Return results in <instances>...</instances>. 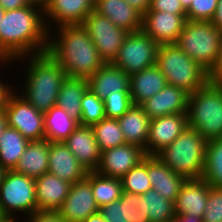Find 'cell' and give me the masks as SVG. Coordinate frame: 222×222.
<instances>
[{
	"label": "cell",
	"mask_w": 222,
	"mask_h": 222,
	"mask_svg": "<svg viewBox=\"0 0 222 222\" xmlns=\"http://www.w3.org/2000/svg\"><path fill=\"white\" fill-rule=\"evenodd\" d=\"M48 172L73 184L87 177L84 168L64 142H49Z\"/></svg>",
	"instance_id": "obj_16"
},
{
	"label": "cell",
	"mask_w": 222,
	"mask_h": 222,
	"mask_svg": "<svg viewBox=\"0 0 222 222\" xmlns=\"http://www.w3.org/2000/svg\"><path fill=\"white\" fill-rule=\"evenodd\" d=\"M124 134L125 142L134 144L144 149L151 119L140 105H132L120 118L117 119Z\"/></svg>",
	"instance_id": "obj_26"
},
{
	"label": "cell",
	"mask_w": 222,
	"mask_h": 222,
	"mask_svg": "<svg viewBox=\"0 0 222 222\" xmlns=\"http://www.w3.org/2000/svg\"><path fill=\"white\" fill-rule=\"evenodd\" d=\"M32 58L23 97L38 111L45 113L56 105L59 90L67 75L47 52L33 55Z\"/></svg>",
	"instance_id": "obj_3"
},
{
	"label": "cell",
	"mask_w": 222,
	"mask_h": 222,
	"mask_svg": "<svg viewBox=\"0 0 222 222\" xmlns=\"http://www.w3.org/2000/svg\"><path fill=\"white\" fill-rule=\"evenodd\" d=\"M64 143L88 172L97 169L101 152L92 126L79 125Z\"/></svg>",
	"instance_id": "obj_18"
},
{
	"label": "cell",
	"mask_w": 222,
	"mask_h": 222,
	"mask_svg": "<svg viewBox=\"0 0 222 222\" xmlns=\"http://www.w3.org/2000/svg\"><path fill=\"white\" fill-rule=\"evenodd\" d=\"M211 22L222 31V0H218L215 15Z\"/></svg>",
	"instance_id": "obj_48"
},
{
	"label": "cell",
	"mask_w": 222,
	"mask_h": 222,
	"mask_svg": "<svg viewBox=\"0 0 222 222\" xmlns=\"http://www.w3.org/2000/svg\"><path fill=\"white\" fill-rule=\"evenodd\" d=\"M81 110L80 125L92 126L105 118L104 101L89 89L82 97Z\"/></svg>",
	"instance_id": "obj_37"
},
{
	"label": "cell",
	"mask_w": 222,
	"mask_h": 222,
	"mask_svg": "<svg viewBox=\"0 0 222 222\" xmlns=\"http://www.w3.org/2000/svg\"><path fill=\"white\" fill-rule=\"evenodd\" d=\"M119 200L123 203L124 222H150L142 195L123 191Z\"/></svg>",
	"instance_id": "obj_36"
},
{
	"label": "cell",
	"mask_w": 222,
	"mask_h": 222,
	"mask_svg": "<svg viewBox=\"0 0 222 222\" xmlns=\"http://www.w3.org/2000/svg\"><path fill=\"white\" fill-rule=\"evenodd\" d=\"M40 4V5H39ZM41 6V11L38 9ZM37 7V9H35ZM39 10V11H38ZM44 6L32 2L29 6L5 11L0 22V61L11 60L34 51L38 55L47 52V28L40 12ZM46 33V34H45ZM46 40V41H45Z\"/></svg>",
	"instance_id": "obj_1"
},
{
	"label": "cell",
	"mask_w": 222,
	"mask_h": 222,
	"mask_svg": "<svg viewBox=\"0 0 222 222\" xmlns=\"http://www.w3.org/2000/svg\"><path fill=\"white\" fill-rule=\"evenodd\" d=\"M148 176L152 189L163 198L176 201L186 178L173 172L155 155H148Z\"/></svg>",
	"instance_id": "obj_24"
},
{
	"label": "cell",
	"mask_w": 222,
	"mask_h": 222,
	"mask_svg": "<svg viewBox=\"0 0 222 222\" xmlns=\"http://www.w3.org/2000/svg\"><path fill=\"white\" fill-rule=\"evenodd\" d=\"M0 205L8 218L12 217L14 210L27 212L28 215L36 212L35 179L7 170L0 184Z\"/></svg>",
	"instance_id": "obj_9"
},
{
	"label": "cell",
	"mask_w": 222,
	"mask_h": 222,
	"mask_svg": "<svg viewBox=\"0 0 222 222\" xmlns=\"http://www.w3.org/2000/svg\"><path fill=\"white\" fill-rule=\"evenodd\" d=\"M71 183L52 173L35 179L37 210L58 211L66 199Z\"/></svg>",
	"instance_id": "obj_21"
},
{
	"label": "cell",
	"mask_w": 222,
	"mask_h": 222,
	"mask_svg": "<svg viewBox=\"0 0 222 222\" xmlns=\"http://www.w3.org/2000/svg\"><path fill=\"white\" fill-rule=\"evenodd\" d=\"M146 156L143 148L134 144L107 149L101 152L97 173L121 179L130 169L138 165Z\"/></svg>",
	"instance_id": "obj_13"
},
{
	"label": "cell",
	"mask_w": 222,
	"mask_h": 222,
	"mask_svg": "<svg viewBox=\"0 0 222 222\" xmlns=\"http://www.w3.org/2000/svg\"><path fill=\"white\" fill-rule=\"evenodd\" d=\"M188 126L207 141L222 137V85L207 82L189 94Z\"/></svg>",
	"instance_id": "obj_5"
},
{
	"label": "cell",
	"mask_w": 222,
	"mask_h": 222,
	"mask_svg": "<svg viewBox=\"0 0 222 222\" xmlns=\"http://www.w3.org/2000/svg\"><path fill=\"white\" fill-rule=\"evenodd\" d=\"M29 142L17 129L7 126L0 137V166L14 170Z\"/></svg>",
	"instance_id": "obj_30"
},
{
	"label": "cell",
	"mask_w": 222,
	"mask_h": 222,
	"mask_svg": "<svg viewBox=\"0 0 222 222\" xmlns=\"http://www.w3.org/2000/svg\"><path fill=\"white\" fill-rule=\"evenodd\" d=\"M60 29L57 40L50 42L49 39L47 53L62 67L67 77L88 79L105 62L86 28L75 24L60 26Z\"/></svg>",
	"instance_id": "obj_2"
},
{
	"label": "cell",
	"mask_w": 222,
	"mask_h": 222,
	"mask_svg": "<svg viewBox=\"0 0 222 222\" xmlns=\"http://www.w3.org/2000/svg\"><path fill=\"white\" fill-rule=\"evenodd\" d=\"M106 222H124L123 203L118 199L99 208Z\"/></svg>",
	"instance_id": "obj_41"
},
{
	"label": "cell",
	"mask_w": 222,
	"mask_h": 222,
	"mask_svg": "<svg viewBox=\"0 0 222 222\" xmlns=\"http://www.w3.org/2000/svg\"><path fill=\"white\" fill-rule=\"evenodd\" d=\"M201 178L213 187L222 188V137L207 142Z\"/></svg>",
	"instance_id": "obj_32"
},
{
	"label": "cell",
	"mask_w": 222,
	"mask_h": 222,
	"mask_svg": "<svg viewBox=\"0 0 222 222\" xmlns=\"http://www.w3.org/2000/svg\"><path fill=\"white\" fill-rule=\"evenodd\" d=\"M12 93L4 110L7 126L17 129L29 141L43 140L44 113L38 111L23 96Z\"/></svg>",
	"instance_id": "obj_11"
},
{
	"label": "cell",
	"mask_w": 222,
	"mask_h": 222,
	"mask_svg": "<svg viewBox=\"0 0 222 222\" xmlns=\"http://www.w3.org/2000/svg\"><path fill=\"white\" fill-rule=\"evenodd\" d=\"M122 188L126 193L143 195L152 189L148 176V155L135 167L130 169L122 178Z\"/></svg>",
	"instance_id": "obj_35"
},
{
	"label": "cell",
	"mask_w": 222,
	"mask_h": 222,
	"mask_svg": "<svg viewBox=\"0 0 222 222\" xmlns=\"http://www.w3.org/2000/svg\"><path fill=\"white\" fill-rule=\"evenodd\" d=\"M43 14L52 17L60 26L82 24L94 11V0H47Z\"/></svg>",
	"instance_id": "obj_22"
},
{
	"label": "cell",
	"mask_w": 222,
	"mask_h": 222,
	"mask_svg": "<svg viewBox=\"0 0 222 222\" xmlns=\"http://www.w3.org/2000/svg\"><path fill=\"white\" fill-rule=\"evenodd\" d=\"M159 44L142 30L129 32L112 64L128 75L156 65Z\"/></svg>",
	"instance_id": "obj_8"
},
{
	"label": "cell",
	"mask_w": 222,
	"mask_h": 222,
	"mask_svg": "<svg viewBox=\"0 0 222 222\" xmlns=\"http://www.w3.org/2000/svg\"><path fill=\"white\" fill-rule=\"evenodd\" d=\"M148 11L169 12L172 14H186L180 0H151Z\"/></svg>",
	"instance_id": "obj_42"
},
{
	"label": "cell",
	"mask_w": 222,
	"mask_h": 222,
	"mask_svg": "<svg viewBox=\"0 0 222 222\" xmlns=\"http://www.w3.org/2000/svg\"><path fill=\"white\" fill-rule=\"evenodd\" d=\"M100 152L126 144L117 119L104 118L92 125Z\"/></svg>",
	"instance_id": "obj_33"
},
{
	"label": "cell",
	"mask_w": 222,
	"mask_h": 222,
	"mask_svg": "<svg viewBox=\"0 0 222 222\" xmlns=\"http://www.w3.org/2000/svg\"><path fill=\"white\" fill-rule=\"evenodd\" d=\"M6 127H7V117L5 112L2 111L0 112V137Z\"/></svg>",
	"instance_id": "obj_51"
},
{
	"label": "cell",
	"mask_w": 222,
	"mask_h": 222,
	"mask_svg": "<svg viewBox=\"0 0 222 222\" xmlns=\"http://www.w3.org/2000/svg\"><path fill=\"white\" fill-rule=\"evenodd\" d=\"M218 0H191L186 10V20L211 21L215 15Z\"/></svg>",
	"instance_id": "obj_39"
},
{
	"label": "cell",
	"mask_w": 222,
	"mask_h": 222,
	"mask_svg": "<svg viewBox=\"0 0 222 222\" xmlns=\"http://www.w3.org/2000/svg\"><path fill=\"white\" fill-rule=\"evenodd\" d=\"M156 65L167 84L181 88L189 94L209 81L208 72L176 44L159 45Z\"/></svg>",
	"instance_id": "obj_6"
},
{
	"label": "cell",
	"mask_w": 222,
	"mask_h": 222,
	"mask_svg": "<svg viewBox=\"0 0 222 222\" xmlns=\"http://www.w3.org/2000/svg\"><path fill=\"white\" fill-rule=\"evenodd\" d=\"M208 80L214 84L222 85V39L215 65L208 72Z\"/></svg>",
	"instance_id": "obj_44"
},
{
	"label": "cell",
	"mask_w": 222,
	"mask_h": 222,
	"mask_svg": "<svg viewBox=\"0 0 222 222\" xmlns=\"http://www.w3.org/2000/svg\"><path fill=\"white\" fill-rule=\"evenodd\" d=\"M49 142L30 141L14 171L36 179L48 172Z\"/></svg>",
	"instance_id": "obj_27"
},
{
	"label": "cell",
	"mask_w": 222,
	"mask_h": 222,
	"mask_svg": "<svg viewBox=\"0 0 222 222\" xmlns=\"http://www.w3.org/2000/svg\"><path fill=\"white\" fill-rule=\"evenodd\" d=\"M142 196L145 198L146 213L150 222H171L175 217V201L163 198L153 189Z\"/></svg>",
	"instance_id": "obj_34"
},
{
	"label": "cell",
	"mask_w": 222,
	"mask_h": 222,
	"mask_svg": "<svg viewBox=\"0 0 222 222\" xmlns=\"http://www.w3.org/2000/svg\"><path fill=\"white\" fill-rule=\"evenodd\" d=\"M82 25L86 28L103 61L112 63L129 32L95 11L85 18Z\"/></svg>",
	"instance_id": "obj_10"
},
{
	"label": "cell",
	"mask_w": 222,
	"mask_h": 222,
	"mask_svg": "<svg viewBox=\"0 0 222 222\" xmlns=\"http://www.w3.org/2000/svg\"><path fill=\"white\" fill-rule=\"evenodd\" d=\"M105 117L118 119L132 105L130 92H116L114 95H108L104 100Z\"/></svg>",
	"instance_id": "obj_38"
},
{
	"label": "cell",
	"mask_w": 222,
	"mask_h": 222,
	"mask_svg": "<svg viewBox=\"0 0 222 222\" xmlns=\"http://www.w3.org/2000/svg\"><path fill=\"white\" fill-rule=\"evenodd\" d=\"M88 90V81L83 78L66 77L58 93L56 106L66 111L80 124L81 100Z\"/></svg>",
	"instance_id": "obj_28"
},
{
	"label": "cell",
	"mask_w": 222,
	"mask_h": 222,
	"mask_svg": "<svg viewBox=\"0 0 222 222\" xmlns=\"http://www.w3.org/2000/svg\"><path fill=\"white\" fill-rule=\"evenodd\" d=\"M171 222H203L202 218L192 215H175Z\"/></svg>",
	"instance_id": "obj_49"
},
{
	"label": "cell",
	"mask_w": 222,
	"mask_h": 222,
	"mask_svg": "<svg viewBox=\"0 0 222 222\" xmlns=\"http://www.w3.org/2000/svg\"><path fill=\"white\" fill-rule=\"evenodd\" d=\"M187 126V113H176L151 119L146 141V155H156L170 145Z\"/></svg>",
	"instance_id": "obj_15"
},
{
	"label": "cell",
	"mask_w": 222,
	"mask_h": 222,
	"mask_svg": "<svg viewBox=\"0 0 222 222\" xmlns=\"http://www.w3.org/2000/svg\"><path fill=\"white\" fill-rule=\"evenodd\" d=\"M65 222H82L99 212L91 189V172L83 180L71 184L69 193L58 210Z\"/></svg>",
	"instance_id": "obj_12"
},
{
	"label": "cell",
	"mask_w": 222,
	"mask_h": 222,
	"mask_svg": "<svg viewBox=\"0 0 222 222\" xmlns=\"http://www.w3.org/2000/svg\"><path fill=\"white\" fill-rule=\"evenodd\" d=\"M82 222H106V220L103 218V216L100 212H97V213H94V214L88 216Z\"/></svg>",
	"instance_id": "obj_50"
},
{
	"label": "cell",
	"mask_w": 222,
	"mask_h": 222,
	"mask_svg": "<svg viewBox=\"0 0 222 222\" xmlns=\"http://www.w3.org/2000/svg\"><path fill=\"white\" fill-rule=\"evenodd\" d=\"M210 186L203 178L186 179L175 201L176 214L203 218Z\"/></svg>",
	"instance_id": "obj_19"
},
{
	"label": "cell",
	"mask_w": 222,
	"mask_h": 222,
	"mask_svg": "<svg viewBox=\"0 0 222 222\" xmlns=\"http://www.w3.org/2000/svg\"><path fill=\"white\" fill-rule=\"evenodd\" d=\"M189 93L167 84L140 106L150 119L176 113H187Z\"/></svg>",
	"instance_id": "obj_17"
},
{
	"label": "cell",
	"mask_w": 222,
	"mask_h": 222,
	"mask_svg": "<svg viewBox=\"0 0 222 222\" xmlns=\"http://www.w3.org/2000/svg\"><path fill=\"white\" fill-rule=\"evenodd\" d=\"M203 222H222V188L210 186Z\"/></svg>",
	"instance_id": "obj_40"
},
{
	"label": "cell",
	"mask_w": 222,
	"mask_h": 222,
	"mask_svg": "<svg viewBox=\"0 0 222 222\" xmlns=\"http://www.w3.org/2000/svg\"><path fill=\"white\" fill-rule=\"evenodd\" d=\"M4 14H5V10L0 6V22L3 19Z\"/></svg>",
	"instance_id": "obj_55"
},
{
	"label": "cell",
	"mask_w": 222,
	"mask_h": 222,
	"mask_svg": "<svg viewBox=\"0 0 222 222\" xmlns=\"http://www.w3.org/2000/svg\"><path fill=\"white\" fill-rule=\"evenodd\" d=\"M12 93L13 92L11 91V89H9L8 86H5L3 83L0 82V112L5 110L8 99Z\"/></svg>",
	"instance_id": "obj_47"
},
{
	"label": "cell",
	"mask_w": 222,
	"mask_h": 222,
	"mask_svg": "<svg viewBox=\"0 0 222 222\" xmlns=\"http://www.w3.org/2000/svg\"><path fill=\"white\" fill-rule=\"evenodd\" d=\"M222 31L211 21L186 20L176 45L209 72L219 54Z\"/></svg>",
	"instance_id": "obj_7"
},
{
	"label": "cell",
	"mask_w": 222,
	"mask_h": 222,
	"mask_svg": "<svg viewBox=\"0 0 222 222\" xmlns=\"http://www.w3.org/2000/svg\"><path fill=\"white\" fill-rule=\"evenodd\" d=\"M180 2L185 10H187L191 4V0H180Z\"/></svg>",
	"instance_id": "obj_52"
},
{
	"label": "cell",
	"mask_w": 222,
	"mask_h": 222,
	"mask_svg": "<svg viewBox=\"0 0 222 222\" xmlns=\"http://www.w3.org/2000/svg\"><path fill=\"white\" fill-rule=\"evenodd\" d=\"M33 0H0V6L5 11H11L21 7L29 6Z\"/></svg>",
	"instance_id": "obj_45"
},
{
	"label": "cell",
	"mask_w": 222,
	"mask_h": 222,
	"mask_svg": "<svg viewBox=\"0 0 222 222\" xmlns=\"http://www.w3.org/2000/svg\"><path fill=\"white\" fill-rule=\"evenodd\" d=\"M186 22V14L147 11L142 18V31L159 45L175 44Z\"/></svg>",
	"instance_id": "obj_14"
},
{
	"label": "cell",
	"mask_w": 222,
	"mask_h": 222,
	"mask_svg": "<svg viewBox=\"0 0 222 222\" xmlns=\"http://www.w3.org/2000/svg\"><path fill=\"white\" fill-rule=\"evenodd\" d=\"M131 7L144 15L150 7L151 0H125Z\"/></svg>",
	"instance_id": "obj_46"
},
{
	"label": "cell",
	"mask_w": 222,
	"mask_h": 222,
	"mask_svg": "<svg viewBox=\"0 0 222 222\" xmlns=\"http://www.w3.org/2000/svg\"><path fill=\"white\" fill-rule=\"evenodd\" d=\"M167 85L157 65L130 75V96L133 105H141Z\"/></svg>",
	"instance_id": "obj_25"
},
{
	"label": "cell",
	"mask_w": 222,
	"mask_h": 222,
	"mask_svg": "<svg viewBox=\"0 0 222 222\" xmlns=\"http://www.w3.org/2000/svg\"><path fill=\"white\" fill-rule=\"evenodd\" d=\"M29 218V222H65L58 211L37 210Z\"/></svg>",
	"instance_id": "obj_43"
},
{
	"label": "cell",
	"mask_w": 222,
	"mask_h": 222,
	"mask_svg": "<svg viewBox=\"0 0 222 222\" xmlns=\"http://www.w3.org/2000/svg\"><path fill=\"white\" fill-rule=\"evenodd\" d=\"M91 189L99 208L118 200L123 192L121 179L107 177L96 171H91Z\"/></svg>",
	"instance_id": "obj_31"
},
{
	"label": "cell",
	"mask_w": 222,
	"mask_h": 222,
	"mask_svg": "<svg viewBox=\"0 0 222 222\" xmlns=\"http://www.w3.org/2000/svg\"><path fill=\"white\" fill-rule=\"evenodd\" d=\"M1 222H16V220H14V217L12 218H6L5 220L1 221Z\"/></svg>",
	"instance_id": "obj_56"
},
{
	"label": "cell",
	"mask_w": 222,
	"mask_h": 222,
	"mask_svg": "<svg viewBox=\"0 0 222 222\" xmlns=\"http://www.w3.org/2000/svg\"><path fill=\"white\" fill-rule=\"evenodd\" d=\"M6 170L3 169L1 166H0V184L3 180V177H4V174H5Z\"/></svg>",
	"instance_id": "obj_53"
},
{
	"label": "cell",
	"mask_w": 222,
	"mask_h": 222,
	"mask_svg": "<svg viewBox=\"0 0 222 222\" xmlns=\"http://www.w3.org/2000/svg\"><path fill=\"white\" fill-rule=\"evenodd\" d=\"M87 81L88 89L101 100L116 92H130V75L112 63H105Z\"/></svg>",
	"instance_id": "obj_20"
},
{
	"label": "cell",
	"mask_w": 222,
	"mask_h": 222,
	"mask_svg": "<svg viewBox=\"0 0 222 222\" xmlns=\"http://www.w3.org/2000/svg\"><path fill=\"white\" fill-rule=\"evenodd\" d=\"M34 2H38V3H41V4H44L47 0H33Z\"/></svg>",
	"instance_id": "obj_57"
},
{
	"label": "cell",
	"mask_w": 222,
	"mask_h": 222,
	"mask_svg": "<svg viewBox=\"0 0 222 222\" xmlns=\"http://www.w3.org/2000/svg\"><path fill=\"white\" fill-rule=\"evenodd\" d=\"M79 125L77 120L55 105L44 113V139L48 142H64Z\"/></svg>",
	"instance_id": "obj_29"
},
{
	"label": "cell",
	"mask_w": 222,
	"mask_h": 222,
	"mask_svg": "<svg viewBox=\"0 0 222 222\" xmlns=\"http://www.w3.org/2000/svg\"><path fill=\"white\" fill-rule=\"evenodd\" d=\"M94 11L128 32L142 29L143 15L125 0H94Z\"/></svg>",
	"instance_id": "obj_23"
},
{
	"label": "cell",
	"mask_w": 222,
	"mask_h": 222,
	"mask_svg": "<svg viewBox=\"0 0 222 222\" xmlns=\"http://www.w3.org/2000/svg\"><path fill=\"white\" fill-rule=\"evenodd\" d=\"M207 142L196 129L187 126L170 145L155 156L186 179L201 178Z\"/></svg>",
	"instance_id": "obj_4"
},
{
	"label": "cell",
	"mask_w": 222,
	"mask_h": 222,
	"mask_svg": "<svg viewBox=\"0 0 222 222\" xmlns=\"http://www.w3.org/2000/svg\"><path fill=\"white\" fill-rule=\"evenodd\" d=\"M7 217L6 215L4 214L2 208H1V205H0V222L5 220Z\"/></svg>",
	"instance_id": "obj_54"
}]
</instances>
